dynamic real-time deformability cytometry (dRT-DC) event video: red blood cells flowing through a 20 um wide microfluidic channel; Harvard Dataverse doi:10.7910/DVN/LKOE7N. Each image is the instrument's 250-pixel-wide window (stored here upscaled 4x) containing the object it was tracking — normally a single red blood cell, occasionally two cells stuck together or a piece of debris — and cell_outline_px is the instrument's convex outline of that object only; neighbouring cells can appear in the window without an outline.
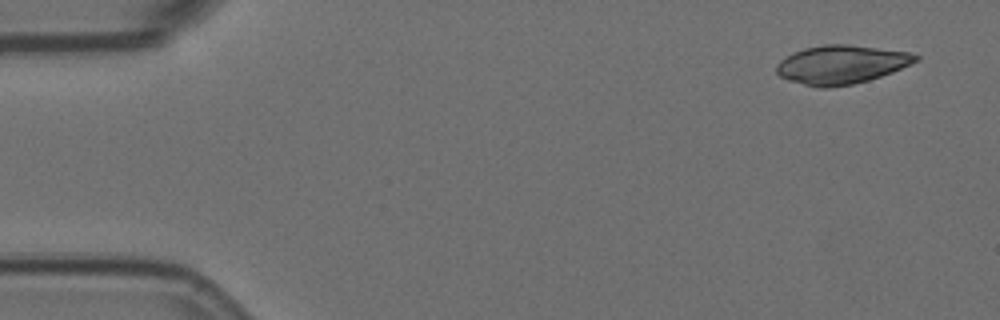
{"species": "Egyptian fruit bat (a non-hibernating species)", "species_latin": "Rousettus aegyptiacus", "temperature_condition": "room temperature", "stored_images_in_passage": 6, "camera_frame_rate_fps": 3000, "um_per_image_px": 0.085, "animal": {"sex": "female"}, "frame": {"image": 1, "passage_image": 1, "time_ms": 0.0, "image_size_px": [1000, 320], "cell_outline_px": [[920, 60], [912, 64], [892, 72], [868, 80], [852, 84], [828, 88], [816, 88], [788, 80], [780, 76], [776, 72], [776, 64], [780, 60], [792, 52], [804, 48], [824, 44], [844, 44], [908, 52], [920, 56]], "centroid_in_image_um": [71.48, 5.49], "position_along_channel_um": 13.5, "area_um2": 31.39}}